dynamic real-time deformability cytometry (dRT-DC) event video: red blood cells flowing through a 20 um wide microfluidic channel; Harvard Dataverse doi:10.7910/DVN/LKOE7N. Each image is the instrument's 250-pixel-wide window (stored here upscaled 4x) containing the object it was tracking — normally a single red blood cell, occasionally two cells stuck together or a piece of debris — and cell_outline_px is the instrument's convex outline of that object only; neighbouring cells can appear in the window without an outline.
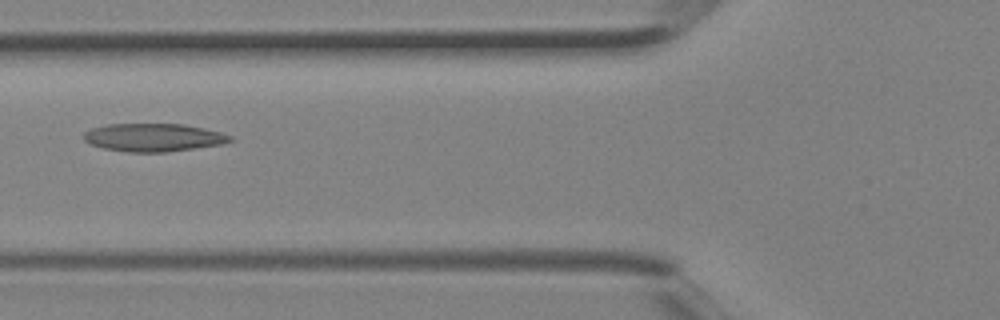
{"species": "Egyptian fruit bat (a non-hibernating species)", "species_latin": "Rousettus aegyptiacus", "temperature_condition": "room temperature", "stored_images_in_passage": 4, "camera_frame_rate_fps": 3000, "um_per_image_px": 0.085, "animal": {"sex": "female"}, "frame": {"image": 1, "passage_image": 4, "time_ms": 1.0, "image_size_px": [1000, 320], "cell_outline_px": [[236, 140], [224, 144], [164, 152], [128, 152], [104, 148], [88, 144], [84, 140], [84, 132], [92, 128], [108, 124], [184, 124], [204, 128], [220, 132], [232, 136]], "centroid_in_image_um": [13.07, 11.68], "position_along_channel_um": 112.7, "area_um2": 23.99}}